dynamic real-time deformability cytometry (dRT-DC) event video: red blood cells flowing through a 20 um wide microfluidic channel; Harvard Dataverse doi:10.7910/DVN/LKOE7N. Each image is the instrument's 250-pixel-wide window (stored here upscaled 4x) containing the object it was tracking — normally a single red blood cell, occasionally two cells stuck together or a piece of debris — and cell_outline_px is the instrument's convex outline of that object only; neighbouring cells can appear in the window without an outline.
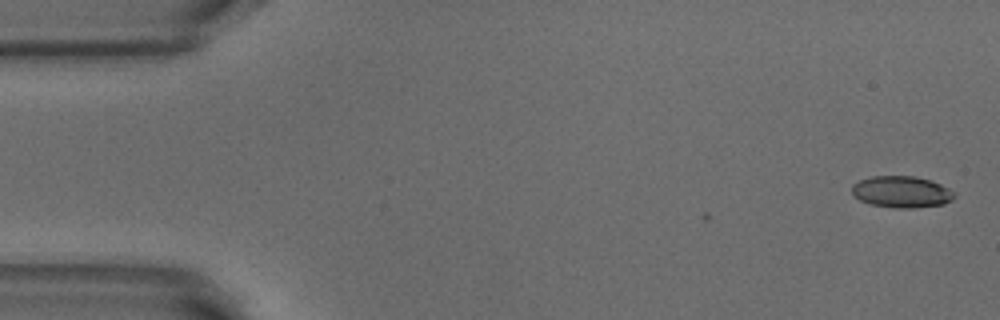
{"species": "common noctule bat (a hibernating species)", "species_latin": "Nyctalus noctula", "temperature_condition": "warm", "stored_images_in_passage": 3, "camera_frame_rate_fps": 3000, "um_per_image_px": 0.085, "animal": {"sex": "male", "body_mass_g": 18.8}, "frame": {"image": 1, "passage_image": 3, "time_ms": 0.667, "image_size_px": [1000, 320], "cell_outline_px": [[956, 196], [952, 200], [944, 204], [912, 208], [896, 208], [872, 204], [860, 200], [852, 192], [852, 184], [860, 180], [872, 176], [912, 176], [932, 180], [956, 192]], "centroid_in_image_um": [76.67, 16.3], "position_along_channel_um": 8.3, "area_um2": 18.84}}